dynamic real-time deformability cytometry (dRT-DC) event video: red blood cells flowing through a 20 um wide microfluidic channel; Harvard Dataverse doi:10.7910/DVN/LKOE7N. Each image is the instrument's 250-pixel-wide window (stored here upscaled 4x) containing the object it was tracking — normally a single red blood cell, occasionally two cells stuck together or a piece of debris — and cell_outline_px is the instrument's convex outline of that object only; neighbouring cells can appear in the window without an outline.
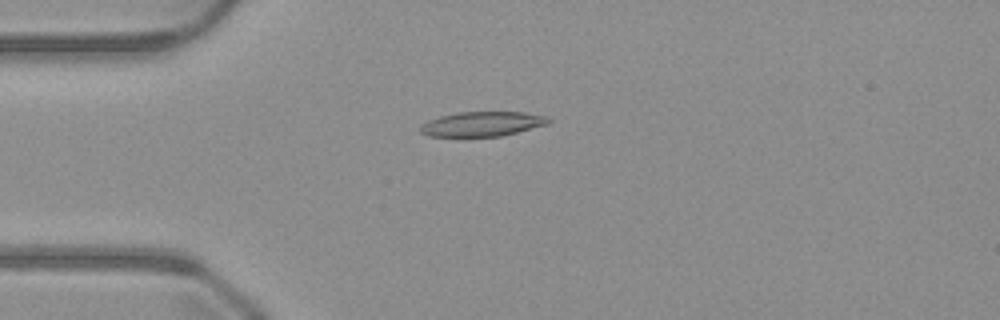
{"species": "common noctule bat (a hibernating species)", "species_latin": "Nyctalus noctula", "temperature_condition": "warm", "stored_images_in_passage": 50, "camera_frame_rate_fps": 3000, "um_per_image_px": 0.085, "animal": {"sex": "male", "body_mass_g": 23.1, "forearm_length_mm": 52.7}, "frame": {"image": 1, "passage_image": 13, "time_ms": 4.0, "image_size_px": [1000, 320], "cell_outline_px": [[552, 120], [548, 124], [500, 136], [428, 136], [420, 132], [420, 128], [428, 120], [440, 116], [456, 112], [524, 112], [548, 116]], "centroid_in_image_um": [41.01, 10.52], "position_along_channel_um": 44.0, "area_um2": 18.32}}
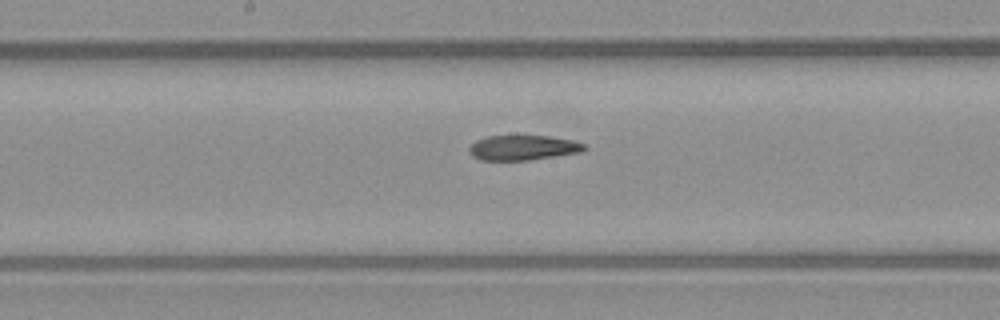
{"frame": {"image": 2, "passage_image": 26, "time_ms": 8.333, "image_size_px": [1000, 320], "cell_outline_px": [[588, 148], [580, 152], [556, 156], [528, 160], [480, 160], [472, 156], [468, 152], [468, 148], [476, 140], [488, 136], [520, 132], [548, 136], [572, 140], [588, 144]], "centroid_in_image_um": [44.45, 12.5], "position_along_channel_um": 203.8, "area_um2": 17.69}}
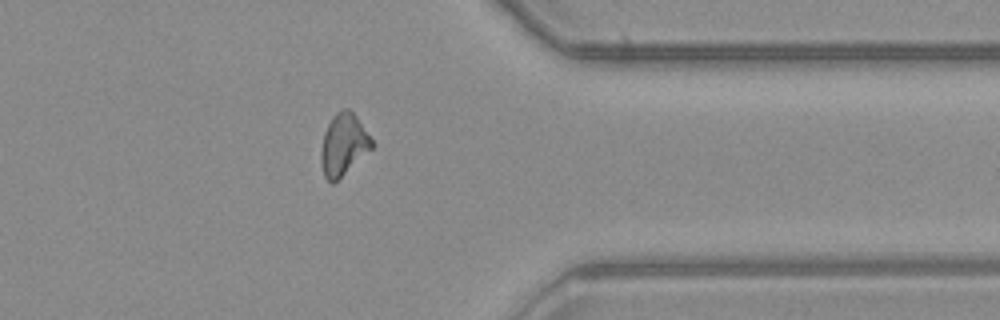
{"frame": {"image": 3, "passage_image": 40, "time_ms": 13.0, "image_size_px": [1000, 320], "cell_outline_px": [[372, 148], [332, 184], [324, 176], [320, 160], [320, 152], [324, 132], [332, 116], [336, 112], [344, 108], [348, 108], [356, 116], [372, 140]], "centroid_in_image_um": [29.16, 12.27], "position_along_channel_um": 382.2, "area_um2": 17.92}}